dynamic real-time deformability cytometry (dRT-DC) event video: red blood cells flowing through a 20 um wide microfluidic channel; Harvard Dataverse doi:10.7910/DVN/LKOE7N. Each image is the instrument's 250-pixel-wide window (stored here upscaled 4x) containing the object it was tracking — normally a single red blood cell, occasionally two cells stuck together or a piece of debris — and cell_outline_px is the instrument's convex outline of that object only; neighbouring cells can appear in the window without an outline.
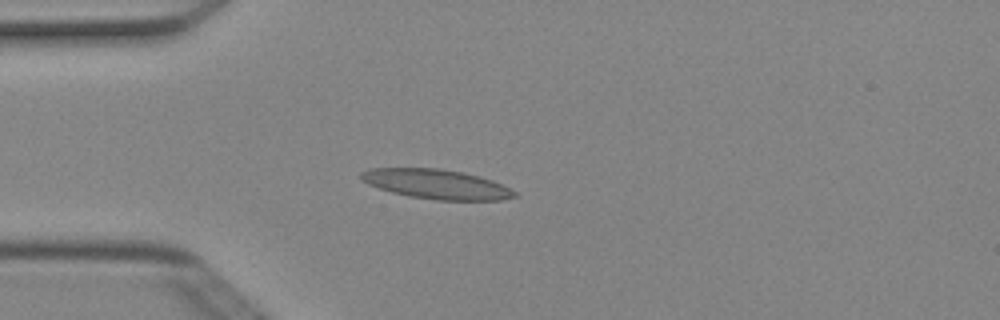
{"species": "Egyptian fruit bat (a non-hibernating species)", "species_latin": "Rousettus aegyptiacus", "temperature_condition": "cold", "stored_images_in_passage": 2, "camera_frame_rate_fps": 3000, "um_per_image_px": 0.085, "animal": {"sex": "female"}, "frame": {"image": 1, "passage_image": 2, "time_ms": 0.333, "image_size_px": [1000, 320], "cell_outline_px": [[516, 196], [500, 200], [436, 200], [408, 196], [392, 192], [368, 184], [360, 180], [360, 172], [372, 168], [440, 168], [464, 172], [480, 176], [492, 180], [516, 192]], "centroid_in_image_um": [37.07, 15.64], "position_along_channel_um": 47.9, "area_um2": 26.41}}